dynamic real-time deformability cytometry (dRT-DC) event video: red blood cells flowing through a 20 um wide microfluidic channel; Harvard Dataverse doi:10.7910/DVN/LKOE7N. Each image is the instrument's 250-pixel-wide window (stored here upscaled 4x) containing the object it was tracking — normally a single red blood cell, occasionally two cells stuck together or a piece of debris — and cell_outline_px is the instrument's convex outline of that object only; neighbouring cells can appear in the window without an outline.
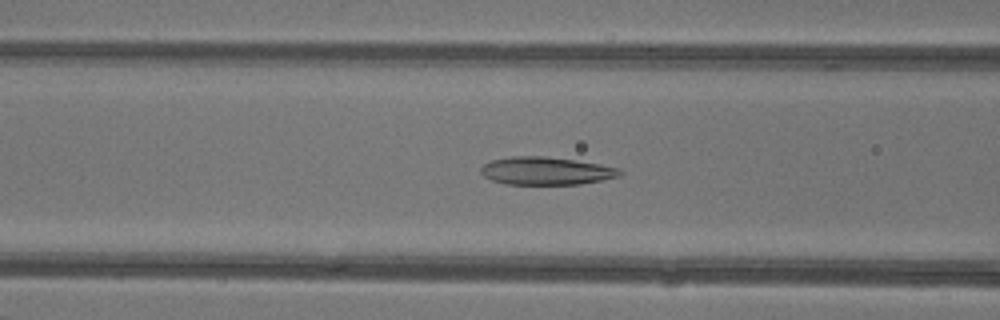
{"species": "common noctule bat (a hibernating species)", "species_latin": "Nyctalus noctula", "temperature_condition": "warm", "stored_images_in_passage": 48, "camera_frame_rate_fps": 3000, "um_per_image_px": 0.085, "animal": {"sex": "female"}, "frame": {"image": 1, "passage_image": 20, "time_ms": 6.333, "image_size_px": [1000, 320], "cell_outline_px": [[624, 172], [620, 176], [580, 184], [504, 184], [492, 180], [484, 176], [480, 172], [480, 168], [484, 164], [492, 160], [512, 156], [544, 156], [600, 164], [620, 168]], "centroid_in_image_um": [46.41, 14.53], "position_along_channel_um": 120.2, "area_um2": 22.48}}
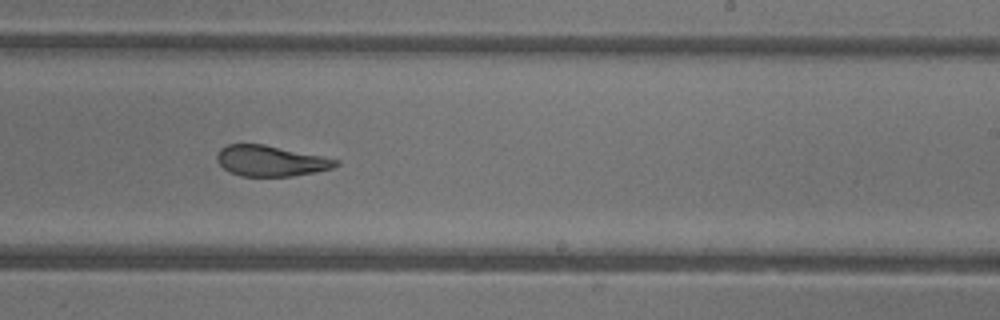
{"frame": {"image": 2, "passage_image": 30, "time_ms": 9.667, "image_size_px": [1000, 320], "cell_outline_px": [[340, 164], [332, 168], [316, 172], [292, 176], [240, 176], [224, 168], [220, 164], [216, 156], [220, 148], [228, 144], [264, 144], [340, 160]], "centroid_in_image_um": [23.02, 13.67], "position_along_channel_um": 266.0, "area_um2": 21.1}}
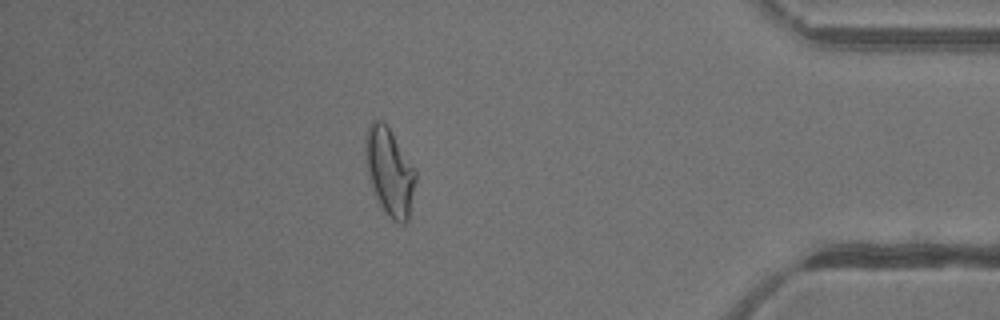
{"frame": {"image": 3, "passage_image": 42, "time_ms": 13.667, "image_size_px": [1000, 320], "cell_outline_px": [[416, 180], [408, 220], [404, 224], [400, 224], [392, 220], [384, 212], [376, 196], [368, 172], [364, 148], [364, 140], [368, 124], [372, 120], [380, 120], [392, 132], [416, 172]], "centroid_in_image_um": [33.1, 14.59], "position_along_channel_um": 402.1, "area_um2": 25.26}, "authors_computed_cell_mechanics": {"area_um2": 24.5072, "velocity_mm_per_s": 4.3785, "shape_relaxation_time_tau1_ms": null, "shape_relaxation_time_tau2_ms": 1.8331, "deformation_change_tau1": null, "deformation_change_tau2": 0.0934}}